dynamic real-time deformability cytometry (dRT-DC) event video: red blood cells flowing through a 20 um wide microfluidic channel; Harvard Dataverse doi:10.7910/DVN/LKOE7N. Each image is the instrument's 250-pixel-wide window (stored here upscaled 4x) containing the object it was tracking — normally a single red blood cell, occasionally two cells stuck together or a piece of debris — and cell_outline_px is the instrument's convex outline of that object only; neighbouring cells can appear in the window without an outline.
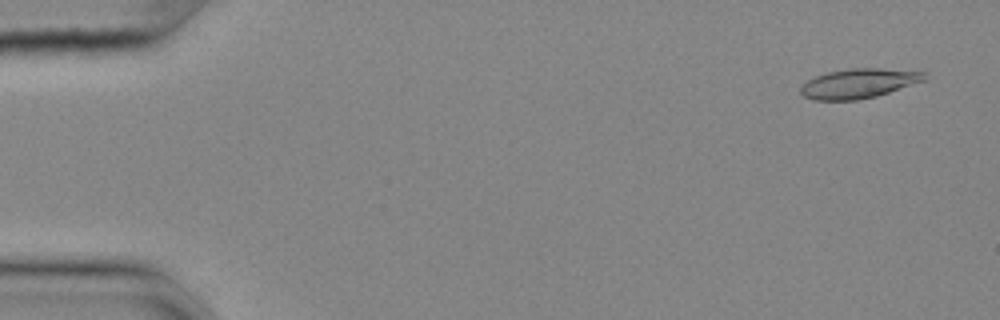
{"species": "common noctule bat (a hibernating species)", "species_latin": "Nyctalus noctula", "temperature_condition": "cold", "stored_images_in_passage": 55, "camera_frame_rate_fps": 3000, "um_per_image_px": 0.085, "animal": {"sex": "female", "body_mass_g": 25.1}, "frame": {"image": 1, "passage_image": 3, "time_ms": 0.667, "image_size_px": [1000, 320], "cell_outline_px": [[928, 80], [876, 96], [856, 100], [812, 100], [804, 96], [800, 92], [800, 88], [808, 80], [816, 76], [828, 72], [852, 68], [876, 68], [924, 72], [928, 76]], "centroid_in_image_um": [73.02, 7.09], "position_along_channel_um": 12.0, "area_um2": 21.27}}
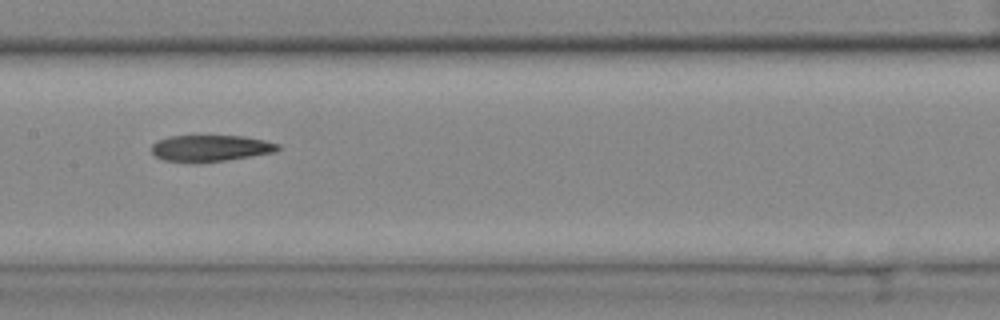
{"frame": {"image": 2, "passage_image": 28, "time_ms": 9.0, "image_size_px": [1000, 320], "cell_outline_px": [[280, 148], [276, 152], [228, 160], [164, 160], [156, 156], [152, 152], [152, 144], [168, 136], [244, 136], [264, 140], [280, 144]], "centroid_in_image_um": [17.97, 12.56], "position_along_channel_um": 189.4, "area_um2": 18.79}}
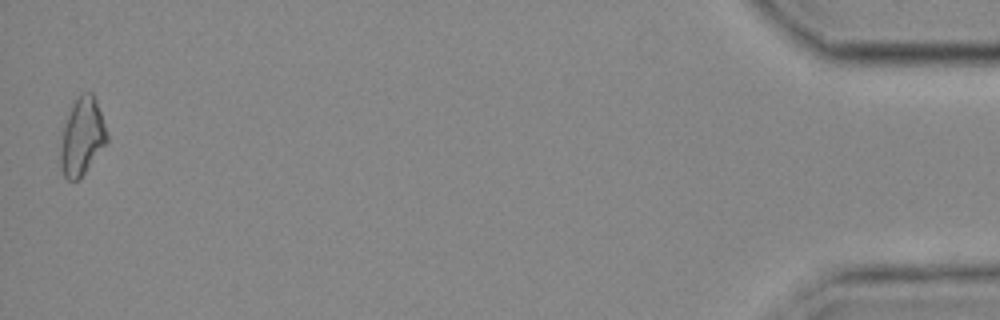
{"frame": {"image": 3, "passage_image": 55, "time_ms": 18.0, "image_size_px": [1000, 320], "cell_outline_px": [[108, 144], [84, 172], [76, 180], [68, 180], [64, 176], [60, 168], [60, 148], [64, 124], [72, 104], [84, 92], [92, 92], [96, 100], [108, 136]], "centroid_in_image_um": [6.98, 11.63], "position_along_channel_um": 428.2, "area_um2": 20.75}}